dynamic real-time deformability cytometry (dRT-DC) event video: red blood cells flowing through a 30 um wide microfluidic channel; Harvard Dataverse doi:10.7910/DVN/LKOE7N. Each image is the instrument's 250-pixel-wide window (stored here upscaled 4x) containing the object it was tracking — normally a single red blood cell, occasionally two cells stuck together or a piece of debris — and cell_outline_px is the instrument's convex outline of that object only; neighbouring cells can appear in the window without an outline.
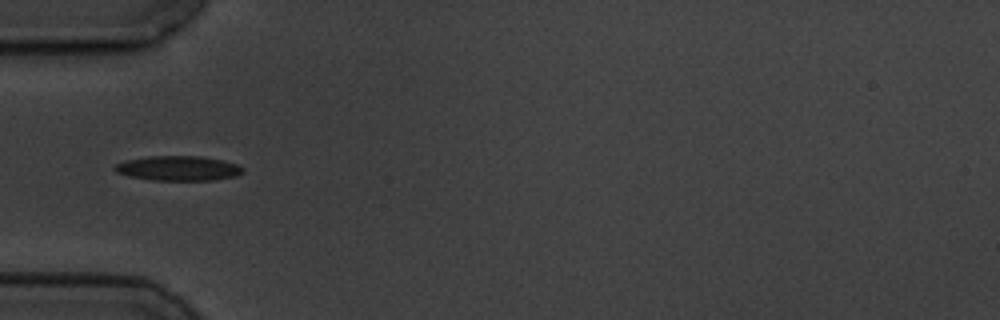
{"species": "common noctule bat (a hibernating species)", "species_latin": "Nyctalus noctula", "temperature_condition": "cold", "stored_images_in_passage": 40, "camera_frame_rate_fps": 3000, "um_per_image_px": 0.085, "animal": {"sex": "male", "body_mass_g": 19.5, "forearm_length_mm": 54.6}, "frame": {"image": 1, "passage_image": 1, "time_ms": 0.0, "image_size_px": [1000, 320], "cell_outline_px": [[244, 172], [236, 176], [212, 180], [152, 180], [128, 176], [116, 172], [112, 168], [116, 164], [128, 160], [148, 156], [200, 156], [224, 160], [236, 164], [244, 168]], "centroid_in_image_um": [15.16, 14.3], "position_along_channel_um": 69.8, "area_um2": 18.5}}
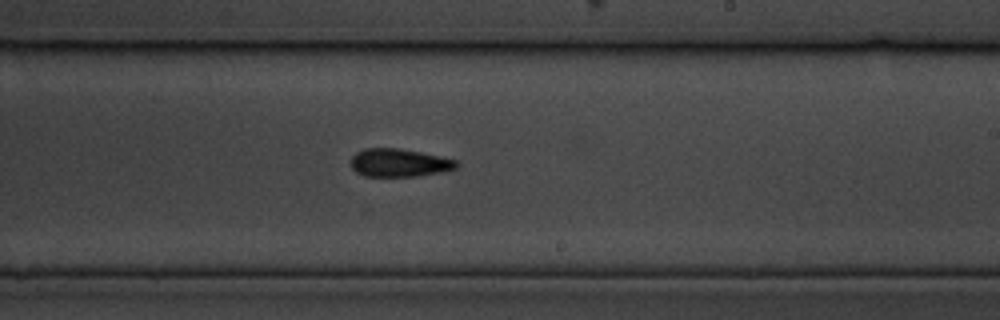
{"frame": {"image": 2, "passage_image": 17, "time_ms": 5.333, "image_size_px": [1000, 320], "cell_outline_px": [[460, 164], [456, 168], [440, 172], [416, 176], [364, 176], [356, 172], [352, 168], [352, 156], [356, 152], [364, 148], [396, 148], [420, 152], [440, 156], [456, 160]], "centroid_in_image_um": [33.92, 13.83], "position_along_channel_um": 255.1, "area_um2": 17.17}}
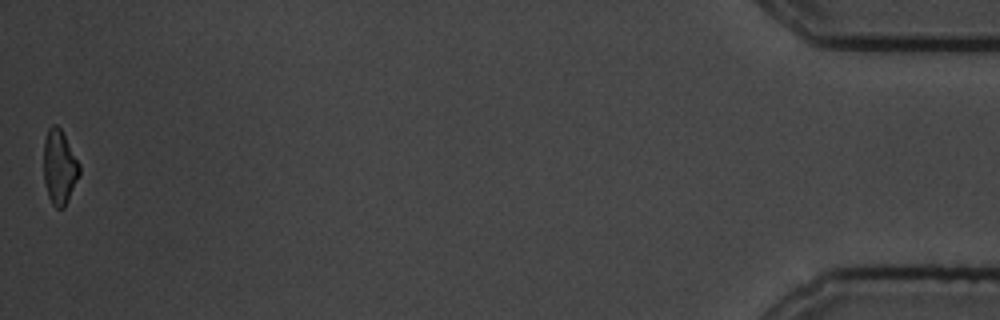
{"frame": {"image": 3, "passage_image": 40, "time_ms": 13.0, "image_size_px": [1000, 320], "cell_outline_px": [[80, 176], [64, 208], [56, 208], [52, 204], [48, 196], [44, 180], [44, 140], [48, 128], [52, 124], [56, 124], [60, 128], [80, 164]], "centroid_in_image_um": [5.06, 14.21], "position_along_channel_um": 430.1, "area_um2": 15.55}, "authors_computed_cell_mechanics": {"area_um2": 17.1377, "velocity_mm_per_s": 3.4803, "shape_relaxation_time_tau1_ms": 2.9643, "shape_relaxation_time_tau2_ms": 8.6394, "deformation_change_tau1": 0.106, "deformation_change_tau2": 0.1861}}